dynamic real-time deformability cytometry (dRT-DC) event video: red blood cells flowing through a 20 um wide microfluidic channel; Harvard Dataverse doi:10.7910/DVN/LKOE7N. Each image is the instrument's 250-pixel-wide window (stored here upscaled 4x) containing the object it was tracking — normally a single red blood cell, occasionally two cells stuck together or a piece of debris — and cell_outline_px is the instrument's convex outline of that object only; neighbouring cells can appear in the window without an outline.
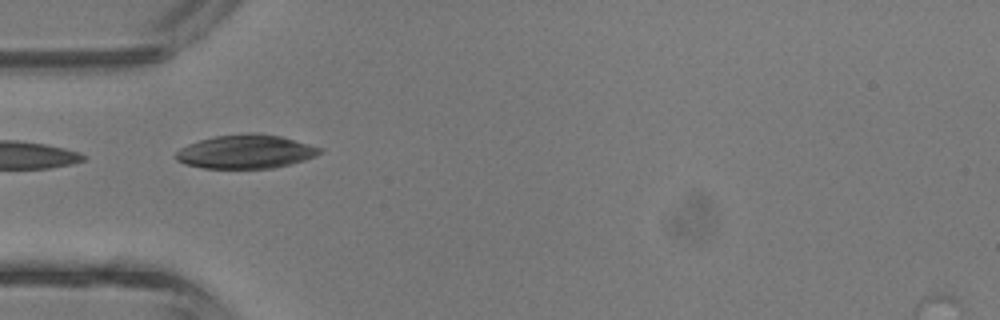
{"species": "common noctule bat (a hibernating species)", "species_latin": "Nyctalus noctula", "temperature_condition": "room temperature", "stored_images_in_passage": 7, "camera_frame_rate_fps": 3000, "um_per_image_px": 0.085, "animal": {"sex": "male", "body_mass_g": 13.3}, "frame": {"image": 1, "passage_image": 1, "time_ms": 0.0, "image_size_px": [1000, 320], "cell_outline_px": [[324, 152], [316, 156], [304, 160], [272, 168], [204, 168], [184, 164], [176, 160], [172, 156], [180, 148], [188, 144], [200, 140], [216, 136], [248, 132], [256, 132], [280, 136], [324, 148]], "centroid_in_image_um": [20.88, 12.88], "position_along_channel_um": 64.1, "area_um2": 28.5}}
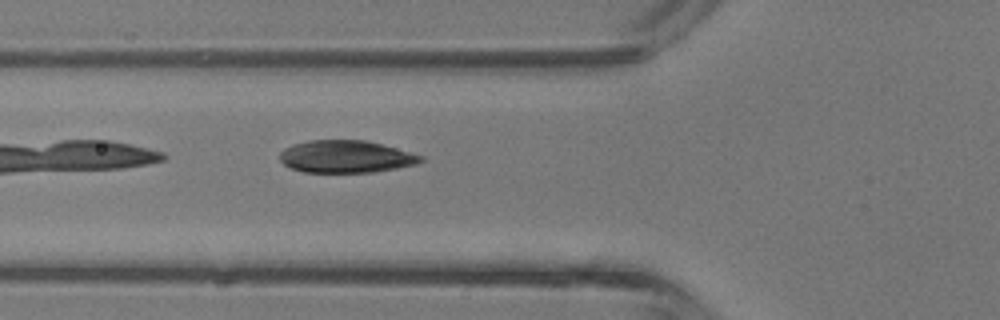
{"frame": {"image": 2, "passage_image": 3, "time_ms": 0.667, "image_size_px": [1000, 320], "cell_outline_px": [[424, 160], [416, 164], [376, 172], [304, 172], [292, 168], [284, 164], [280, 160], [280, 152], [284, 148], [292, 144], [308, 140], [364, 140], [380, 144], [424, 156]], "centroid_in_image_um": [29.38, 13.31], "position_along_channel_um": 96.4, "area_um2": 26.47}}